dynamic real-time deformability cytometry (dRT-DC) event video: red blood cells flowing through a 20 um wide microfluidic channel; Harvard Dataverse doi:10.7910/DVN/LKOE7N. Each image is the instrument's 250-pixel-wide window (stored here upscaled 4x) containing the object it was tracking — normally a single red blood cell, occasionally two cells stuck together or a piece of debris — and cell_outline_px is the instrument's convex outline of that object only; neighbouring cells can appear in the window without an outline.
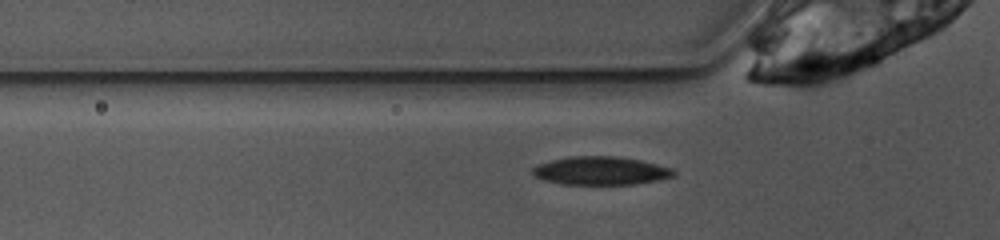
{"species": "common noctule bat (a hibernating species)", "species_latin": "Nyctalus noctula", "temperature_condition": "warm", "stored_images_in_passage": 39, "camera_frame_rate_fps": 3000, "um_per_image_px": 0.085, "animal": {"sex": "female", "body_mass_g": 10.0, "forearm_length_mm": 53.1}, "frame": {"image": 1, "passage_image": 3, "time_ms": 0.667, "image_size_px": [1000, 240], "cell_outline_px": [[676, 176], [660, 180], [636, 184], [564, 184], [544, 180], [536, 176], [532, 172], [532, 168], [540, 164], [552, 160], [572, 156], [616, 156], [640, 160], [672, 168], [676, 172]], "centroid_in_image_um": [51.12, 14.51], "position_along_channel_um": 74.7, "area_um2": 23.18}}
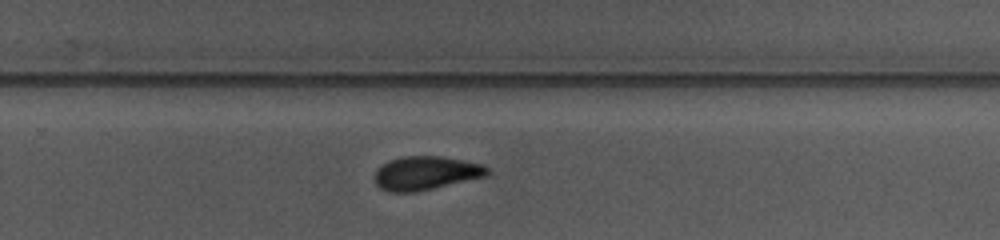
{"frame": {"image": 2, "passage_image": 20, "time_ms": 6.333, "image_size_px": [1000, 240], "cell_outline_px": [[488, 176], [416, 192], [388, 192], [380, 188], [376, 184], [376, 168], [392, 160], [404, 156], [440, 156], [464, 160], [484, 164], [488, 168]], "centroid_in_image_um": [36.23, 14.72], "position_along_channel_um": 293.6, "area_um2": 22.08}}
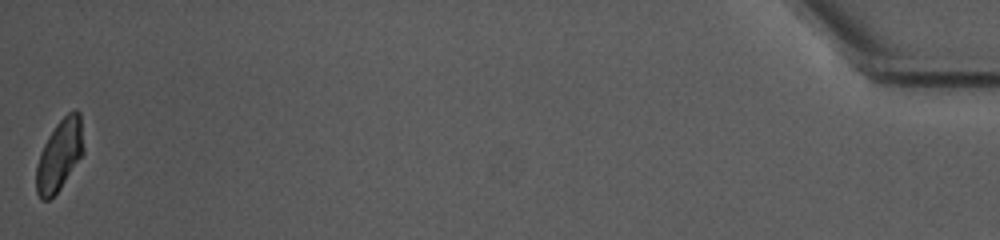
{"frame": {"image": 3, "passage_image": 39, "time_ms": 12.667, "image_size_px": [1000, 240], "cell_outline_px": [[84, 152], [60, 188], [48, 200], [40, 200], [36, 192], [36, 164], [40, 152], [48, 136], [56, 124], [68, 112], [76, 108], [80, 112], [84, 148]], "centroid_in_image_um": [5.05, 13.16], "position_along_channel_um": 430.1, "area_um2": 19.59}, "authors_computed_cell_mechanics": {"area_um2": 22.3686, "velocity_mm_per_s": 3.8456, "shape_relaxation_time_tau1_ms": 5.5568, "shape_relaxation_time_tau2_ms": null, "deformation_change_tau1": 0.1573, "deformation_change_tau2": null}}